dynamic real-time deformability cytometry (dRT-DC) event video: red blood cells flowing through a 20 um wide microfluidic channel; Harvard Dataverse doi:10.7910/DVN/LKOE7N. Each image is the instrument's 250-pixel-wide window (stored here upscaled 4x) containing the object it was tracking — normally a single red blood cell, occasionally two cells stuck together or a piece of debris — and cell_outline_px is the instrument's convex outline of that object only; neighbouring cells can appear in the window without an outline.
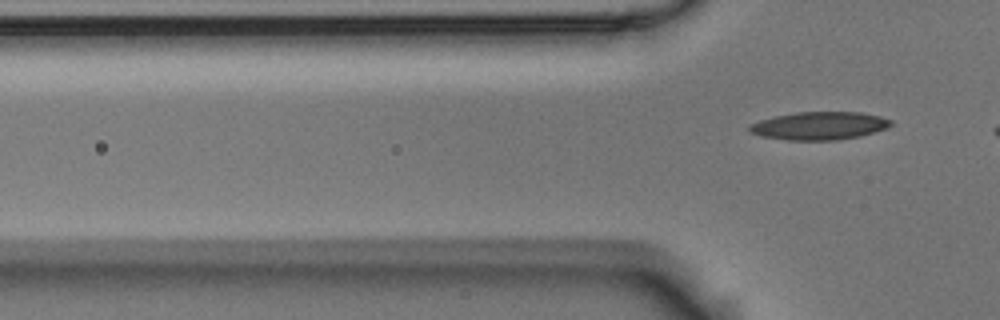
{"species": "Egyptian fruit bat (a non-hibernating species)", "species_latin": "Rousettus aegyptiacus", "temperature_condition": "room temperature", "stored_images_in_passage": 5, "segment_of_instrument_passage": [2, 2], "camera_frame_rate_fps": 3000, "um_per_image_px": 0.085, "animal": {"sex": "male"}, "frame": {"image": 1, "passage_image": 5, "time_ms": 1.333, "image_size_px": [1000, 320], "cell_outline_px": [[892, 124], [888, 128], [860, 136], [840, 140], [788, 140], [760, 136], [748, 132], [748, 124], [760, 120], [776, 116], [796, 112], [860, 112], [880, 116], [892, 120]], "centroid_in_image_um": [69.63, 10.69], "position_along_channel_um": 56.2, "area_um2": 23.24}}